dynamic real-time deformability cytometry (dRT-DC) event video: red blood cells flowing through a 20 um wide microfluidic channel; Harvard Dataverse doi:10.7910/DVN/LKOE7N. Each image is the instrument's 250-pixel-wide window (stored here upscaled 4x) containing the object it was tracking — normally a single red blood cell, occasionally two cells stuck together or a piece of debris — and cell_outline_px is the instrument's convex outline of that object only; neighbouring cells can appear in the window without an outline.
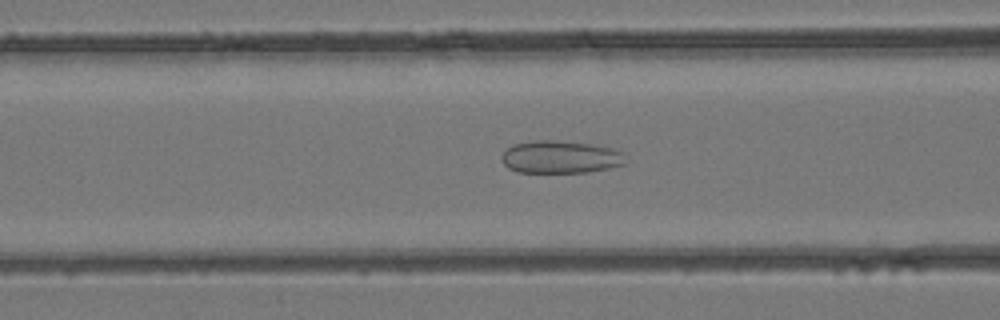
{"species": "common noctule bat (a hibernating species)", "species_latin": "Nyctalus noctula", "temperature_condition": "room temperature", "stored_images_in_passage": 43, "camera_frame_rate_fps": 3000, "um_per_image_px": 0.085, "animal": {"sex": "female", "body_mass_g": 24.6, "forearm_length_mm": 56.2}, "frame": {"image": 1, "passage_image": 14, "time_ms": 4.333, "image_size_px": [1000, 320], "cell_outline_px": [[624, 164], [608, 168], [588, 172], [516, 172], [508, 168], [500, 160], [500, 156], [512, 144], [536, 140], [552, 140], [592, 144], [612, 148], [624, 152]], "centroid_in_image_um": [47.6, 13.34], "position_along_channel_um": 119.0, "area_um2": 23.58}}
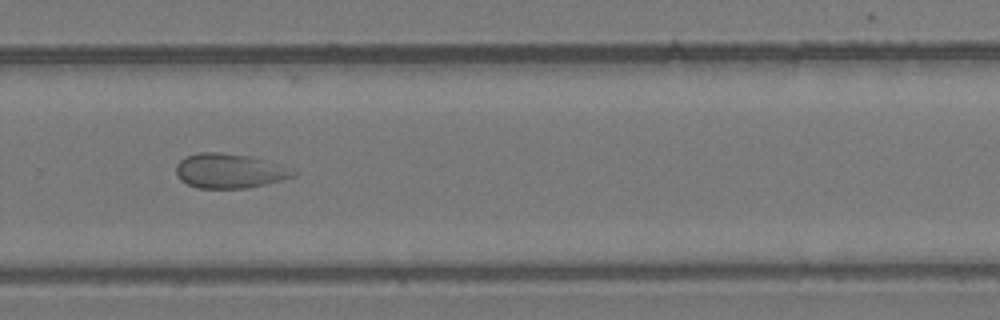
{"frame": {"image": 2, "passage_image": 27, "time_ms": 8.667, "image_size_px": [1000, 320], "cell_outline_px": [[296, 176], [248, 188], [196, 188], [180, 180], [176, 176], [176, 164], [180, 160], [188, 156], [200, 152], [220, 152], [248, 156], [280, 164], [296, 172]], "centroid_in_image_um": [19.47, 14.53], "position_along_channel_um": 310.3, "area_um2": 23.47}}
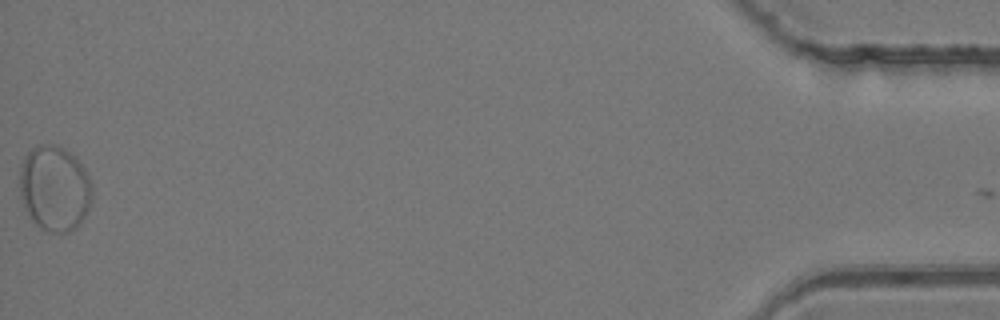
{"frame": {"image": 3, "passage_image": 42, "time_ms": 13.667, "image_size_px": [1000, 320], "cell_outline_px": [[92, 196], [88, 208], [80, 224], [76, 228], [68, 232], [48, 232], [40, 228], [32, 220], [20, 196], [20, 172], [24, 160], [28, 152], [32, 148], [40, 144], [52, 144], [64, 148], [76, 156], [84, 168], [88, 176], [92, 188]], "centroid_in_image_um": [4.65, 16.01], "position_along_channel_um": 430.5, "area_um2": 35.95}}